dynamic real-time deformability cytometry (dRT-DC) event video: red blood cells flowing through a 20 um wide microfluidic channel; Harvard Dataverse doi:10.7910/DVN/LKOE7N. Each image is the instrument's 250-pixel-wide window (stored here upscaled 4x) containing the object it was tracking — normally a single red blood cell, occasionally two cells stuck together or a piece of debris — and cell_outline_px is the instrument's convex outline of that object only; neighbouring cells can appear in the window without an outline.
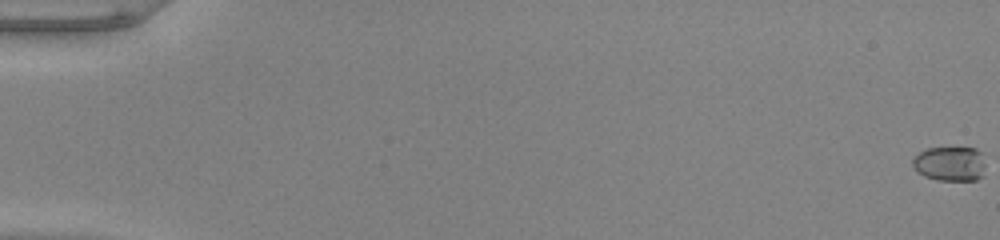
{"species": "common noctule bat (a hibernating species)", "species_latin": "Nyctalus noctula", "temperature_condition": "warm", "stored_images_in_passage": 54, "camera_frame_rate_fps": 3000, "um_per_image_px": 0.085, "animal": {"sex": "male", "body_mass_g": 20.0, "forearm_length_mm": 53.3}, "frame": {"image": 1, "passage_image": 1, "time_ms": 0.0, "image_size_px": [1000, 240], "cell_outline_px": [[984, 176], [976, 180], [936, 180], [924, 176], [916, 172], [912, 164], [912, 160], [924, 148], [976, 148], [980, 152], [984, 164]], "centroid_in_image_um": [80.73, 13.93], "position_along_channel_um": 4.3, "area_um2": 14.8}}
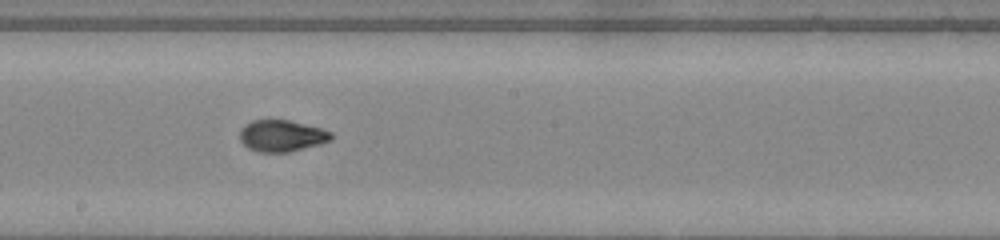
{"frame": {"image": 2, "passage_image": 32, "time_ms": 10.333, "image_size_px": [1000, 240], "cell_outline_px": [[332, 140], [320, 144], [288, 152], [256, 152], [248, 148], [240, 140], [240, 128], [244, 124], [252, 120], [288, 120], [320, 128], [332, 132]], "centroid_in_image_um": [23.92, 11.54], "position_along_channel_um": 224.3, "area_um2": 16.82}}
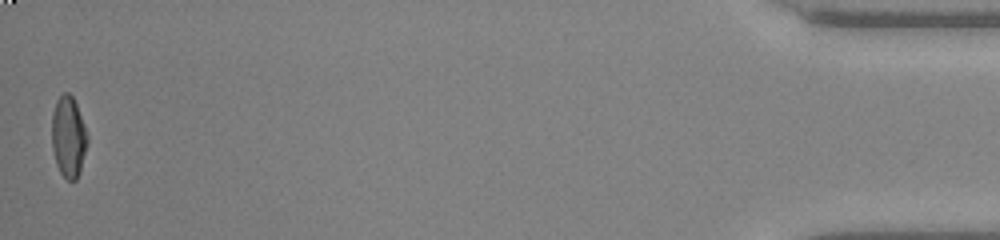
{"frame": {"image": 3, "passage_image": 54, "time_ms": 17.667, "image_size_px": [1000, 240], "cell_outline_px": [[88, 144], [80, 172], [76, 180], [68, 180], [60, 172], [56, 164], [52, 148], [52, 112], [56, 100], [64, 92], [68, 92], [72, 96], [76, 104], [88, 136]], "centroid_in_image_um": [5.82, 11.64], "position_along_channel_um": 429.4, "area_um2": 16.88}, "authors_computed_cell_mechanics": {"area_um2": 16.8198, "velocity_mm_per_s": 4.0062, "shape_relaxation_time_tau1_ms": 4.8883, "shape_relaxation_time_tau2_ms": 0.8235, "deformation_change_tau1": 0.2253, "deformation_change_tau2": 0.0586}}